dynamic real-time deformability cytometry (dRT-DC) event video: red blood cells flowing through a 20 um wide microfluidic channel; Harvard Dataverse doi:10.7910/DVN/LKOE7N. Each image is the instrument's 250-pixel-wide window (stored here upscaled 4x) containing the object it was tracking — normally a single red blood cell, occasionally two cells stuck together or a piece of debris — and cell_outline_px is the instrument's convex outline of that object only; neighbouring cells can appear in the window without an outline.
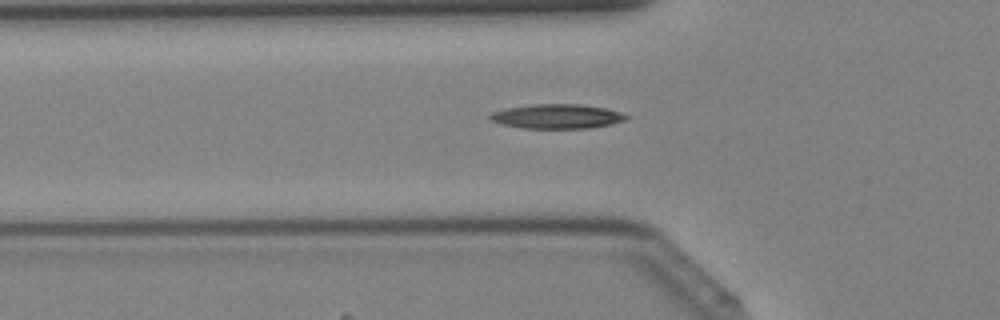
{"species": "Egyptian fruit bat (a non-hibernating species)", "species_latin": "Rousettus aegyptiacus", "temperature_condition": "cold", "stored_images_in_passage": 37, "camera_frame_rate_fps": 3000, "um_per_image_px": 0.085, "animal": {"sex": "female"}, "frame": {"image": 1, "passage_image": 10, "time_ms": 3.0, "image_size_px": [1000, 320], "cell_outline_px": [[628, 116], [624, 120], [612, 124], [588, 128], [520, 128], [500, 124], [488, 120], [488, 116], [492, 112], [504, 108], [536, 104], [580, 104], [608, 108], [620, 112]], "centroid_in_image_um": [47.29, 9.89], "position_along_channel_um": 78.5, "area_um2": 19.54}}
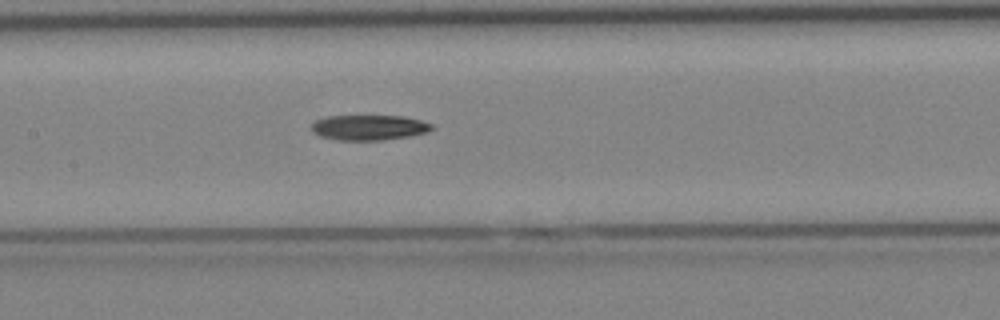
{"frame": {"image": 2, "passage_image": 16, "time_ms": 5.0, "image_size_px": [1000, 320], "cell_outline_px": [[436, 128], [428, 132], [412, 136], [380, 140], [340, 140], [320, 136], [312, 132], [312, 124], [316, 120], [324, 116], [404, 116], [420, 120], [432, 124]], "centroid_in_image_um": [31.4, 10.84], "position_along_channel_um": 176.0, "area_um2": 17.8}}
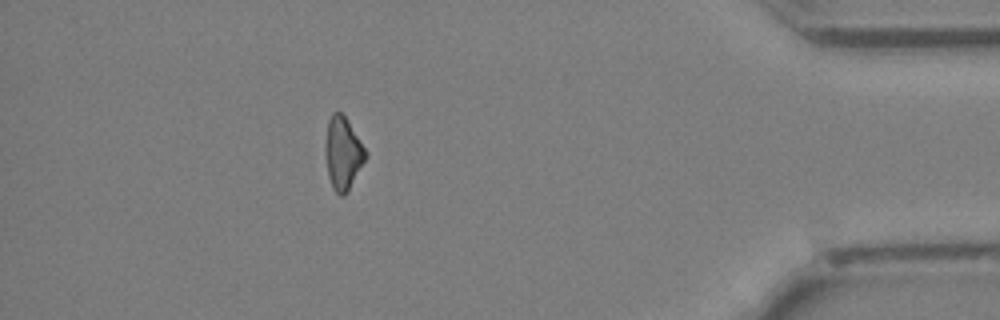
{"frame": {"image": 3, "passage_image": 33, "time_ms": 10.667, "image_size_px": [1000, 320], "cell_outline_px": [[368, 156], [344, 196], [340, 196], [336, 192], [328, 176], [324, 148], [328, 120], [332, 112], [340, 112], [344, 116], [368, 152]], "centroid_in_image_um": [29.14, 13.01], "position_along_channel_um": 406.1, "area_um2": 16.88}}